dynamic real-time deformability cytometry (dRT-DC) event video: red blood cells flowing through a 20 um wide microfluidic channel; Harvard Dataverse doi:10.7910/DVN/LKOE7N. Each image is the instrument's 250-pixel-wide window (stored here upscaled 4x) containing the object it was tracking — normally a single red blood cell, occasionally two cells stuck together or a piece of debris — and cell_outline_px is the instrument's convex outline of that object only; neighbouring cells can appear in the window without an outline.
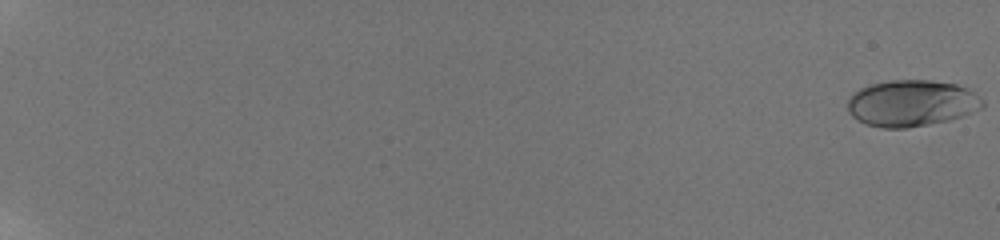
{"species": "human", "species_latin": "Homo sapiens", "temperature_condition": "room temperature", "stored_images_in_passage": 41, "camera_frame_rate_fps": 3000, "um_per_image_px": 0.085, "donor": {"sex": "male"}, "frame": {"image": 1, "passage_image": 1, "time_ms": 0.0, "image_size_px": [1000, 240], "cell_outline_px": [[984, 108], [948, 120], [908, 128], [880, 128], [864, 124], [856, 120], [848, 112], [848, 100], [852, 92], [860, 88], [872, 84], [888, 80], [932, 80], [956, 84], [968, 88], [984, 100]], "centroid_in_image_um": [77.46, 8.77], "position_along_channel_um": 7.5, "area_um2": 36.82}}
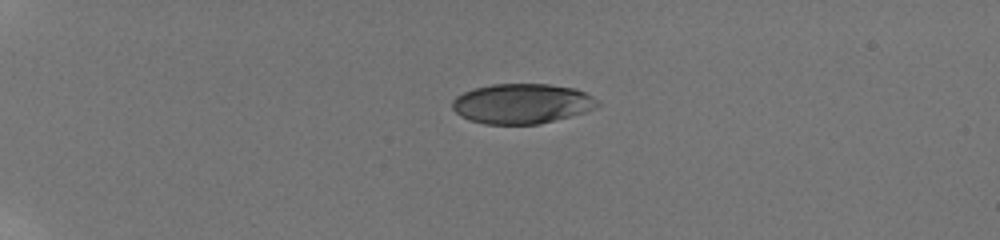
{"frame": {"image": 2, "passage_image": 29, "time_ms": 5.667, "image_size_px": [1000, 240], "cell_outline_px": [[600, 104], [596, 108], [584, 112], [540, 124], [484, 124], [468, 120], [460, 116], [452, 108], [452, 100], [456, 96], [472, 88], [492, 84], [548, 84], [576, 88], [600, 100]], "centroid_in_image_um": [44.36, 8.81], "position_along_channel_um": 40.6, "area_um2": 34.1}}